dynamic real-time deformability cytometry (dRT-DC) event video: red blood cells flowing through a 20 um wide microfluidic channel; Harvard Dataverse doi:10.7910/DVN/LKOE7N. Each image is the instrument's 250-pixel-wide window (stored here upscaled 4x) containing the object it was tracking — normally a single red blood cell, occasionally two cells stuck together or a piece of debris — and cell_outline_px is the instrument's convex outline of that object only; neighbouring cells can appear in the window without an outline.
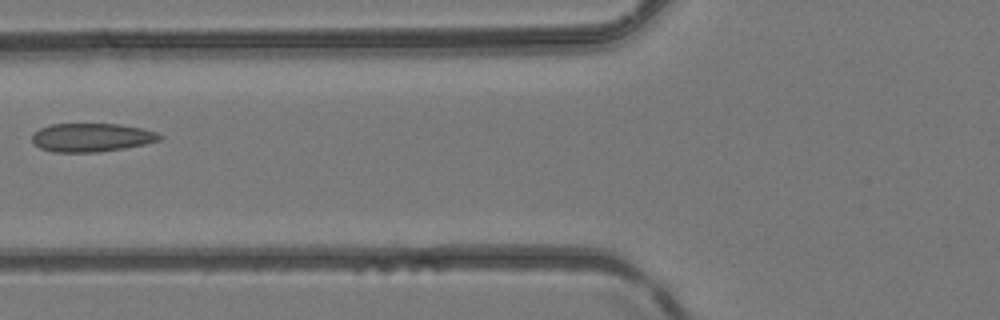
{"species": "common noctule bat (a hibernating species)", "species_latin": "Nyctalus noctula", "temperature_condition": "room temperature", "stored_images_in_passage": 6, "camera_frame_rate_fps": 3000, "um_per_image_px": 0.085, "animal": {"sex": "female", "body_mass_g": 24.6, "forearm_length_mm": 56.2}, "frame": {"image": 1, "passage_image": 6, "time_ms": 1.667, "image_size_px": [1000, 320], "cell_outline_px": [[164, 136], [160, 140], [144, 144], [124, 148], [100, 152], [52, 152], [40, 148], [32, 144], [32, 132], [40, 128], [52, 124], [120, 124], [140, 128], [156, 132]], "centroid_in_image_um": [7.74, 11.69], "position_along_channel_um": 118.1, "area_um2": 21.33}}